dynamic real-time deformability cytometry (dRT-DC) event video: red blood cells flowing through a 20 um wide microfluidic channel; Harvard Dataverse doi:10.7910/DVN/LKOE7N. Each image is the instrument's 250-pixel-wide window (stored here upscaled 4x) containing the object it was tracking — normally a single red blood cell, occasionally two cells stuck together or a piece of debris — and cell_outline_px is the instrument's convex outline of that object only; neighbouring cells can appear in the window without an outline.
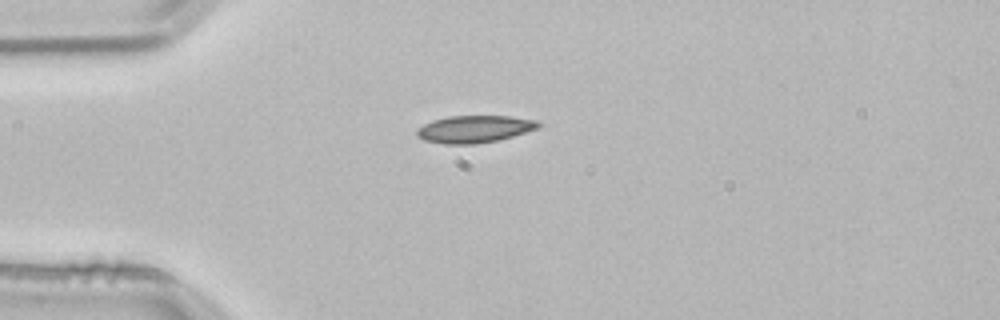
{"species": "common noctule bat (a hibernating species)", "species_latin": "Nyctalus noctula", "temperature_condition": "room temperature", "stored_images_in_passage": 1, "camera_frame_rate_fps": 3000, "um_per_image_px": 0.085, "animal": {"sex": "male", "body_mass_g": 21.5, "forearm_length_mm": 52.0}, "frame": {"image": 1, "passage_image": 1, "time_ms": 0.0, "image_size_px": [1000, 320], "cell_outline_px": [[540, 128], [512, 136], [496, 140], [476, 144], [444, 144], [424, 140], [416, 136], [416, 128], [432, 120], [448, 116], [508, 116], [536, 120], [540, 124]], "centroid_in_image_um": [40.29, 10.97], "position_along_channel_um": 44.7, "area_um2": 19.31}}